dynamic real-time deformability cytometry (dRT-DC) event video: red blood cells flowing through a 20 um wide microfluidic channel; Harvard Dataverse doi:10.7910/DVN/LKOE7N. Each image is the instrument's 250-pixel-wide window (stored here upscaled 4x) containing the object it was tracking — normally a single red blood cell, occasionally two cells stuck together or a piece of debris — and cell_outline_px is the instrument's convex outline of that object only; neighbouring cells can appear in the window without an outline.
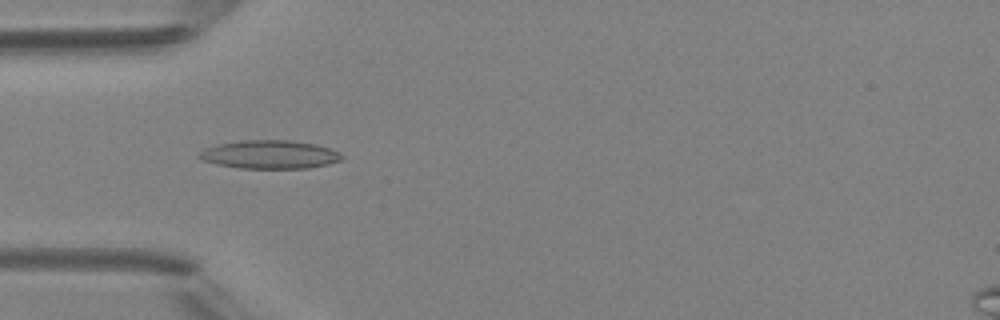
{"species": "Egyptian fruit bat (a non-hibernating species)", "species_latin": "Rousettus aegyptiacus", "temperature_condition": "room temperature", "stored_images_in_passage": 7, "camera_frame_rate_fps": 3000, "um_per_image_px": 0.085, "animal": {"sex": "female"}, "frame": {"image": 1, "passage_image": 5, "time_ms": 4.667, "image_size_px": [1000, 320], "cell_outline_px": [[344, 160], [328, 164], [308, 168], [240, 168], [216, 164], [204, 160], [196, 156], [204, 148], [220, 144], [240, 140], [292, 140], [316, 144], [340, 152], [344, 156]], "centroid_in_image_um": [22.96, 13.13], "position_along_channel_um": 62.0, "area_um2": 23.7}}
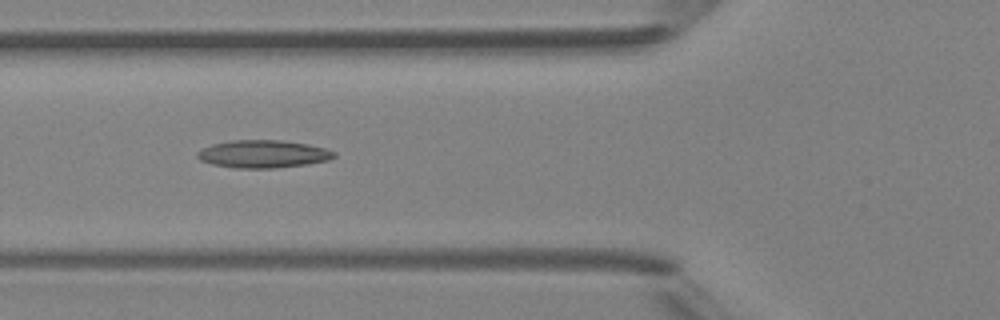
{"frame": {"image": 2, "passage_image": 6, "time_ms": 5.667, "image_size_px": [1000, 320], "cell_outline_px": [[336, 156], [328, 160], [304, 164], [272, 168], [236, 168], [212, 164], [200, 160], [196, 156], [196, 152], [212, 144], [232, 140], [284, 140], [308, 144], [324, 148], [336, 152]], "centroid_in_image_um": [22.35, 13.08], "position_along_channel_um": 103.5, "area_um2": 21.96}}
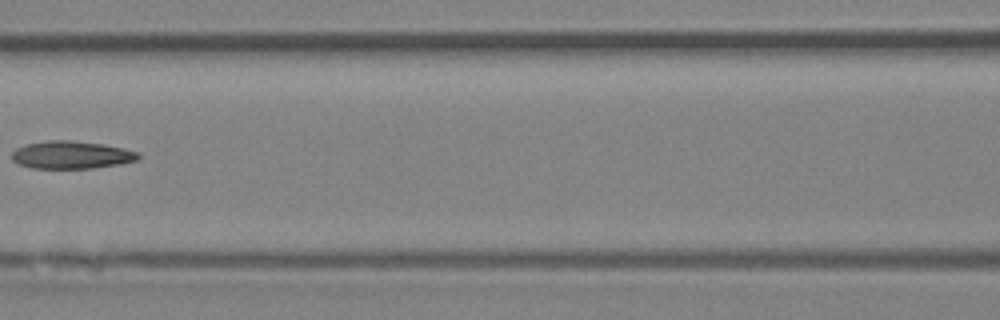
{"frame": {"image": 3, "passage_image": 7, "time_ms": 7.0, "image_size_px": [1000, 320], "cell_outline_px": [[140, 156], [136, 160], [120, 164], [92, 168], [32, 168], [20, 164], [12, 160], [12, 152], [16, 148], [28, 144], [48, 140], [72, 140], [104, 144], [124, 148], [140, 152]], "centroid_in_image_um": [6.09, 13.16], "position_along_channel_um": 160.5, "area_um2": 20.4}}